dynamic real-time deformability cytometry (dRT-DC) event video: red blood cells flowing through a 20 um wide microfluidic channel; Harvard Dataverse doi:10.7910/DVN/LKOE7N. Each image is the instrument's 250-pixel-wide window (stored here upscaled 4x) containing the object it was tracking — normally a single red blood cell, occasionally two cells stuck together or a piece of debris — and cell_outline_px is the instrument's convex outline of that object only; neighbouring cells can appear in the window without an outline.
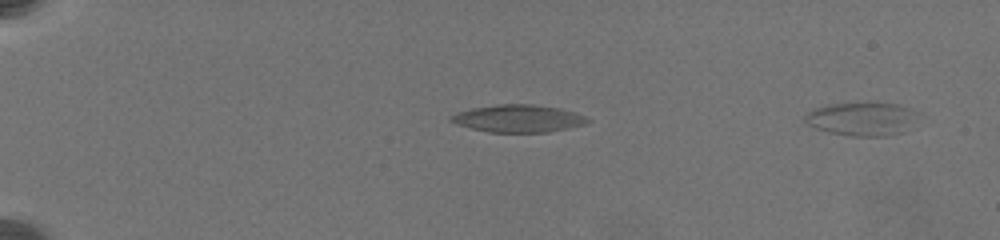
{"species": "common noctule bat (a hibernating species)", "species_latin": "Nyctalus noctula", "temperature_condition": "warm", "stored_images_in_passage": 45, "camera_frame_rate_fps": 3000, "um_per_image_px": 0.085, "animal": {"sex": "female", "body_mass_g": 19.5, "forearm_length_mm": 54.1}, "frame": {"image": 1, "passage_image": 1, "time_ms": 0.0, "image_size_px": [1000, 240], "cell_outline_px": [[920, 112], [916, 128], [904, 132], [884, 136], [852, 136], [832, 132], [816, 128], [808, 124], [804, 120], [804, 116], [808, 112], [816, 108], [832, 104], [896, 104]], "centroid_in_image_um": [73.39, 10.13], "position_along_channel_um": 11.6, "area_um2": 22.02}}
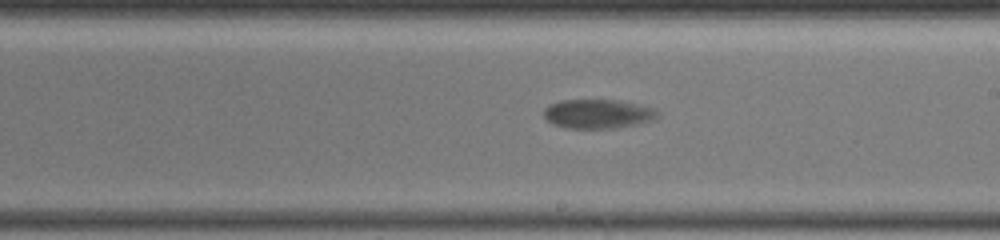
{"frame": {"image": 2, "passage_image": 28, "time_ms": 13.0, "image_size_px": [1000, 240], "cell_outline_px": [[656, 116], [648, 120], [616, 128], [568, 128], [552, 124], [544, 116], [544, 108], [548, 104], [560, 100], [612, 100], [656, 108]], "centroid_in_image_um": [50.71, 9.67], "position_along_channel_um": 238.3, "area_um2": 18.84}}
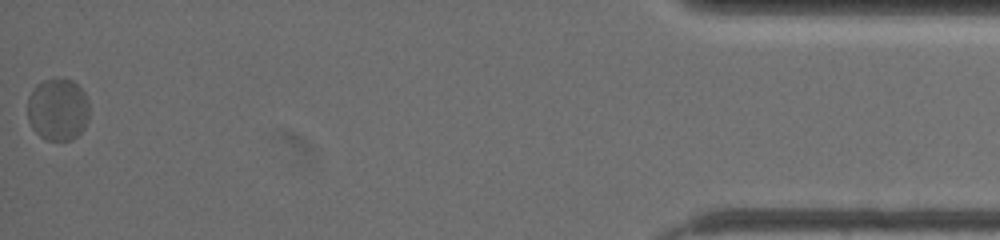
{"frame": {"image": 3, "passage_image": 45, "time_ms": 21.0, "image_size_px": [1000, 240], "cell_outline_px": [[88, 120], [84, 128], [72, 140], [44, 140], [32, 128], [28, 120], [28, 96], [36, 84], [44, 80], [56, 76], [60, 76], [72, 80], [84, 92], [88, 100]], "centroid_in_image_um": [4.9, 9.27], "position_along_channel_um": 430.3, "area_um2": 22.83}, "authors_computed_cell_mechanics": {"area_um2": 20.5768, "velocity_mm_per_s": 3.3661, "shape_relaxation_time_tau1_ms": 5.0305, "shape_relaxation_time_tau2_ms": null, "deformation_change_tau1": 0.1479, "deformation_change_tau2": null}}